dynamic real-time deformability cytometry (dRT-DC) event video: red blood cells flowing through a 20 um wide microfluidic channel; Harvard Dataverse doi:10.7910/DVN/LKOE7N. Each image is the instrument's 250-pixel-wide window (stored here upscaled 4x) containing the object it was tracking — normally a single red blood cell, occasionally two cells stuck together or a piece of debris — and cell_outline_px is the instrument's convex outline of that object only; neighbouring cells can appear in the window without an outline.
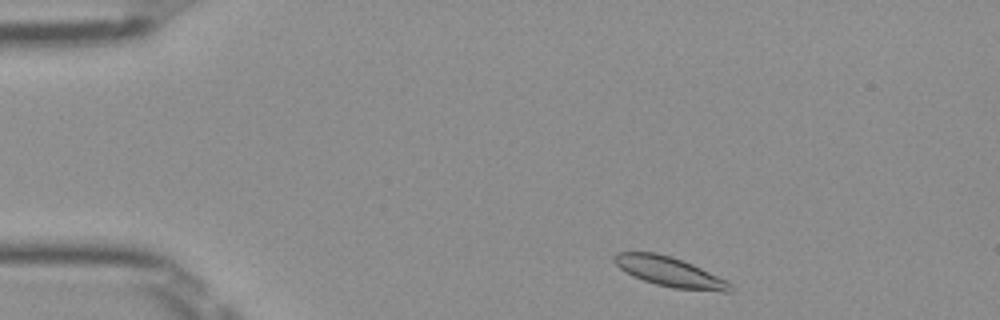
{"species": "Egyptian fruit bat (a non-hibernating species)", "species_latin": "Rousettus aegyptiacus", "temperature_condition": "room temperature", "stored_images_in_passage": 45, "camera_frame_rate_fps": 3000, "um_per_image_px": 0.085, "frame": {"image": 1, "passage_image": 2, "time_ms": 0.333, "image_size_px": [1000, 320], "cell_outline_px": [[736, 288], [732, 292], [724, 292], [672, 288], [656, 284], [632, 276], [624, 272], [612, 260], [612, 256], [616, 252], [656, 252], [672, 256], [692, 264], [728, 280]], "centroid_in_image_um": [56.96, 23.11], "position_along_channel_um": 28.0, "area_um2": 20.46}}
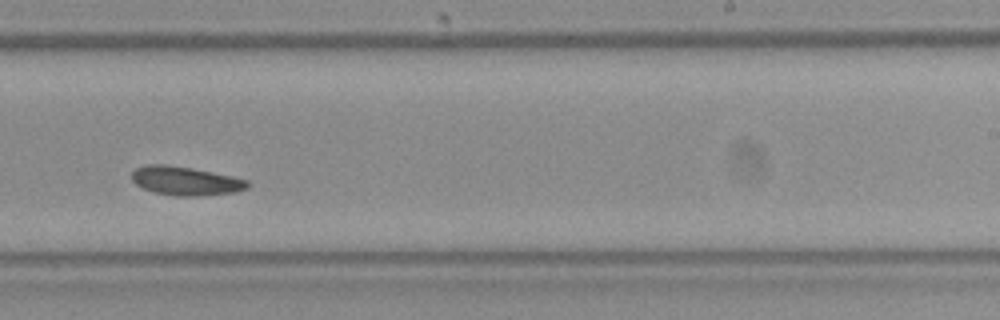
{"frame": {"image": 2, "passage_image": 26, "time_ms": 8.333, "image_size_px": [1000, 320], "cell_outline_px": [[252, 184], [248, 188], [236, 192], [196, 196], [176, 196], [156, 192], [144, 188], [136, 184], [132, 180], [132, 172], [136, 168], [144, 164], [168, 164], [192, 168], [232, 176], [248, 180]], "centroid_in_image_um": [15.8, 15.36], "position_along_channel_um": 273.2, "area_um2": 19.48}}
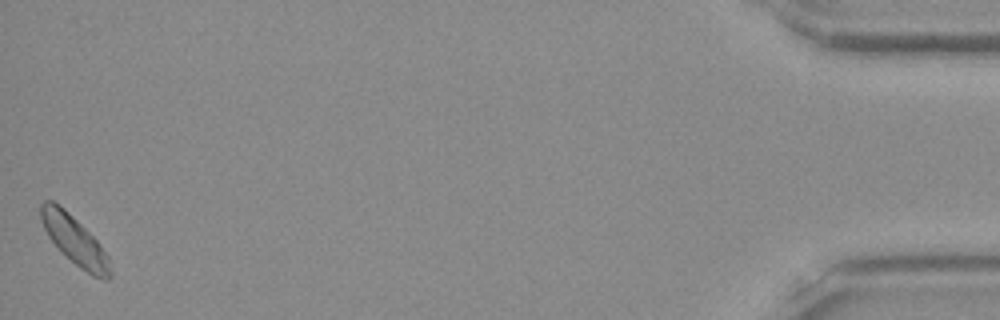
{"frame": {"image": 3, "passage_image": 45, "time_ms": 14.667, "image_size_px": [1000, 320], "cell_outline_px": [[112, 276], [108, 280], [104, 280], [92, 276], [80, 268], [48, 236], [40, 220], [40, 204], [44, 200], [52, 200], [64, 208], [100, 244], [108, 256], [112, 272]], "centroid_in_image_um": [6.36, 20.43], "position_along_channel_um": 428.8, "area_um2": 19.31}}